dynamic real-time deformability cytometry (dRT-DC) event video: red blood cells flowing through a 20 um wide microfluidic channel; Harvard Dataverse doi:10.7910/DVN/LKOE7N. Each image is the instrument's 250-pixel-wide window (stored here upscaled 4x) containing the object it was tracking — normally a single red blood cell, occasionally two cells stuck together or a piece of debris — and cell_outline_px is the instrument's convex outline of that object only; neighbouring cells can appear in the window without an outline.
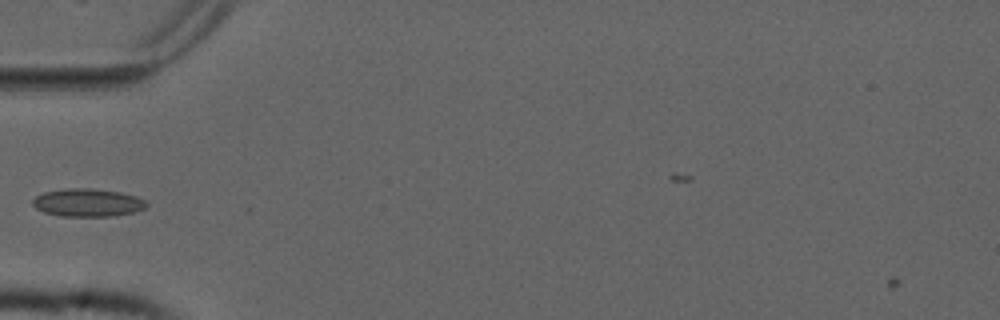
{"species": "common noctule bat (a hibernating species)", "species_latin": "Nyctalus noctula", "temperature_condition": "cold", "stored_images_in_passage": 37, "camera_frame_rate_fps": 3000, "um_per_image_px": 0.085, "animal": {"sex": "male", "forearm_length_mm": 52.5}, "frame": {"image": 1, "passage_image": 4, "time_ms": 1.0, "image_size_px": [1000, 320], "cell_outline_px": [[148, 204], [144, 208], [136, 212], [112, 216], [60, 216], [44, 212], [36, 208], [32, 204], [32, 200], [36, 196], [44, 192], [68, 188], [92, 188], [120, 192], [136, 196], [144, 200]], "centroid_in_image_um": [7.45, 17.22], "position_along_channel_um": 77.6, "area_um2": 18.55}}
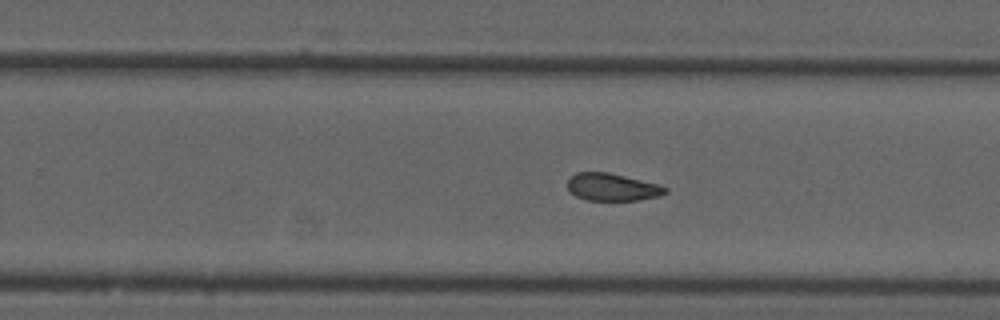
{"frame": {"image": 2, "passage_image": 20, "time_ms": 6.333, "image_size_px": [1000, 320], "cell_outline_px": [[668, 192], [660, 196], [640, 200], [584, 200], [576, 196], [568, 188], [568, 180], [576, 172], [608, 172], [656, 184], [668, 188]], "centroid_in_image_um": [52.04, 15.91], "position_along_channel_um": 277.8, "area_um2": 15.49}}
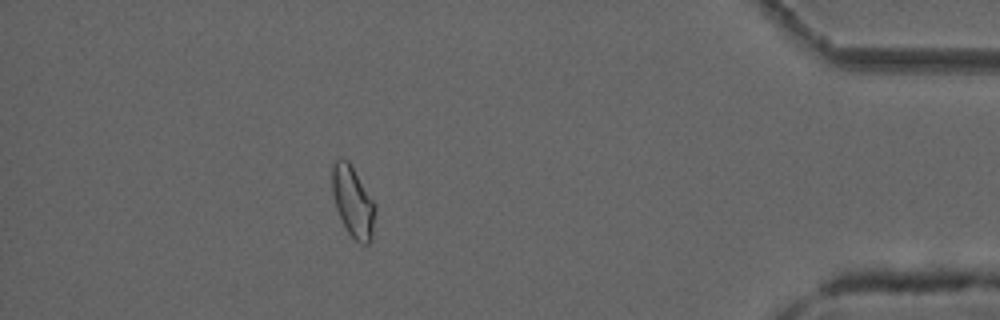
{"frame": {"image": 3, "passage_image": 34, "time_ms": 11.0, "image_size_px": [1000, 320], "cell_outline_px": [[376, 212], [372, 240], [368, 244], [360, 244], [348, 232], [336, 208], [332, 192], [332, 164], [340, 156], [348, 160], [376, 204]], "centroid_in_image_um": [30.02, 17.14], "position_along_channel_um": 405.2, "area_um2": 17.92}, "authors_computed_cell_mechanics": {"area_um2": 16.5886, "velocity_mm_per_s": 3.7507, "shape_relaxation_time_tau1_ms": null, "shape_relaxation_time_tau2_ms": 3.3173, "deformation_change_tau1": null, "deformation_change_tau2": 0.0944}}